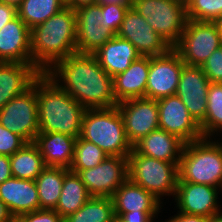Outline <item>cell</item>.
<instances>
[{"mask_svg": "<svg viewBox=\"0 0 222 222\" xmlns=\"http://www.w3.org/2000/svg\"><path fill=\"white\" fill-rule=\"evenodd\" d=\"M85 109L117 106L113 78L99 65L94 54L75 52L56 61L46 72Z\"/></svg>", "mask_w": 222, "mask_h": 222, "instance_id": "1", "label": "cell"}, {"mask_svg": "<svg viewBox=\"0 0 222 222\" xmlns=\"http://www.w3.org/2000/svg\"><path fill=\"white\" fill-rule=\"evenodd\" d=\"M32 64L46 72L56 61L76 51V12L64 7L58 13L31 29Z\"/></svg>", "mask_w": 222, "mask_h": 222, "instance_id": "2", "label": "cell"}, {"mask_svg": "<svg viewBox=\"0 0 222 222\" xmlns=\"http://www.w3.org/2000/svg\"><path fill=\"white\" fill-rule=\"evenodd\" d=\"M39 132L78 138L85 108L45 73L36 78Z\"/></svg>", "mask_w": 222, "mask_h": 222, "instance_id": "3", "label": "cell"}, {"mask_svg": "<svg viewBox=\"0 0 222 222\" xmlns=\"http://www.w3.org/2000/svg\"><path fill=\"white\" fill-rule=\"evenodd\" d=\"M80 137L97 145L108 156L128 157L133 150L117 106L86 109L82 118Z\"/></svg>", "mask_w": 222, "mask_h": 222, "instance_id": "4", "label": "cell"}, {"mask_svg": "<svg viewBox=\"0 0 222 222\" xmlns=\"http://www.w3.org/2000/svg\"><path fill=\"white\" fill-rule=\"evenodd\" d=\"M178 182L222 189V147L214 138L185 143L178 166Z\"/></svg>", "mask_w": 222, "mask_h": 222, "instance_id": "5", "label": "cell"}, {"mask_svg": "<svg viewBox=\"0 0 222 222\" xmlns=\"http://www.w3.org/2000/svg\"><path fill=\"white\" fill-rule=\"evenodd\" d=\"M128 178L166 205L176 193L178 165L141 155L133 149L128 155Z\"/></svg>", "mask_w": 222, "mask_h": 222, "instance_id": "6", "label": "cell"}, {"mask_svg": "<svg viewBox=\"0 0 222 222\" xmlns=\"http://www.w3.org/2000/svg\"><path fill=\"white\" fill-rule=\"evenodd\" d=\"M134 10L173 48L180 40L187 22V9L171 0H135Z\"/></svg>", "mask_w": 222, "mask_h": 222, "instance_id": "7", "label": "cell"}, {"mask_svg": "<svg viewBox=\"0 0 222 222\" xmlns=\"http://www.w3.org/2000/svg\"><path fill=\"white\" fill-rule=\"evenodd\" d=\"M222 45L217 22L187 20L179 42L173 47L188 66L201 67Z\"/></svg>", "mask_w": 222, "mask_h": 222, "instance_id": "8", "label": "cell"}, {"mask_svg": "<svg viewBox=\"0 0 222 222\" xmlns=\"http://www.w3.org/2000/svg\"><path fill=\"white\" fill-rule=\"evenodd\" d=\"M0 124L26 142H34L39 133L36 79L28 90L13 97L0 109Z\"/></svg>", "mask_w": 222, "mask_h": 222, "instance_id": "9", "label": "cell"}, {"mask_svg": "<svg viewBox=\"0 0 222 222\" xmlns=\"http://www.w3.org/2000/svg\"><path fill=\"white\" fill-rule=\"evenodd\" d=\"M77 173L91 197H112L128 179V157L108 156L96 167Z\"/></svg>", "mask_w": 222, "mask_h": 222, "instance_id": "10", "label": "cell"}, {"mask_svg": "<svg viewBox=\"0 0 222 222\" xmlns=\"http://www.w3.org/2000/svg\"><path fill=\"white\" fill-rule=\"evenodd\" d=\"M184 65L174 48L163 55L150 57L145 98L159 100L175 95Z\"/></svg>", "mask_w": 222, "mask_h": 222, "instance_id": "11", "label": "cell"}, {"mask_svg": "<svg viewBox=\"0 0 222 222\" xmlns=\"http://www.w3.org/2000/svg\"><path fill=\"white\" fill-rule=\"evenodd\" d=\"M221 197L219 188L204 184L178 182L174 201L170 202L169 205L171 206L173 203L176 211L185 214L210 218L222 211Z\"/></svg>", "mask_w": 222, "mask_h": 222, "instance_id": "12", "label": "cell"}, {"mask_svg": "<svg viewBox=\"0 0 222 222\" xmlns=\"http://www.w3.org/2000/svg\"><path fill=\"white\" fill-rule=\"evenodd\" d=\"M116 35L134 45L141 56L163 55L172 48L132 6Z\"/></svg>", "mask_w": 222, "mask_h": 222, "instance_id": "13", "label": "cell"}, {"mask_svg": "<svg viewBox=\"0 0 222 222\" xmlns=\"http://www.w3.org/2000/svg\"><path fill=\"white\" fill-rule=\"evenodd\" d=\"M123 117L126 136L132 146L142 137L159 128L157 100L128 99L117 104Z\"/></svg>", "mask_w": 222, "mask_h": 222, "instance_id": "14", "label": "cell"}, {"mask_svg": "<svg viewBox=\"0 0 222 222\" xmlns=\"http://www.w3.org/2000/svg\"><path fill=\"white\" fill-rule=\"evenodd\" d=\"M159 128L177 136L185 143L200 140L203 134L200 125L190 115L177 95L157 100Z\"/></svg>", "mask_w": 222, "mask_h": 222, "instance_id": "15", "label": "cell"}, {"mask_svg": "<svg viewBox=\"0 0 222 222\" xmlns=\"http://www.w3.org/2000/svg\"><path fill=\"white\" fill-rule=\"evenodd\" d=\"M209 84L210 81L201 67L183 66L175 95L181 99L199 125L206 116Z\"/></svg>", "mask_w": 222, "mask_h": 222, "instance_id": "16", "label": "cell"}, {"mask_svg": "<svg viewBox=\"0 0 222 222\" xmlns=\"http://www.w3.org/2000/svg\"><path fill=\"white\" fill-rule=\"evenodd\" d=\"M76 12V51L93 54L115 34L101 24V5L91 4Z\"/></svg>", "mask_w": 222, "mask_h": 222, "instance_id": "17", "label": "cell"}, {"mask_svg": "<svg viewBox=\"0 0 222 222\" xmlns=\"http://www.w3.org/2000/svg\"><path fill=\"white\" fill-rule=\"evenodd\" d=\"M31 29L18 17L0 29V62L32 63Z\"/></svg>", "mask_w": 222, "mask_h": 222, "instance_id": "18", "label": "cell"}, {"mask_svg": "<svg viewBox=\"0 0 222 222\" xmlns=\"http://www.w3.org/2000/svg\"><path fill=\"white\" fill-rule=\"evenodd\" d=\"M40 74L32 63L0 62V109L28 90Z\"/></svg>", "mask_w": 222, "mask_h": 222, "instance_id": "19", "label": "cell"}, {"mask_svg": "<svg viewBox=\"0 0 222 222\" xmlns=\"http://www.w3.org/2000/svg\"><path fill=\"white\" fill-rule=\"evenodd\" d=\"M184 146L185 142L177 136L157 128L137 141L133 149L141 155L172 162L179 166Z\"/></svg>", "mask_w": 222, "mask_h": 222, "instance_id": "20", "label": "cell"}, {"mask_svg": "<svg viewBox=\"0 0 222 222\" xmlns=\"http://www.w3.org/2000/svg\"><path fill=\"white\" fill-rule=\"evenodd\" d=\"M0 199L12 215H22L40 209L35 180L9 178L0 184Z\"/></svg>", "mask_w": 222, "mask_h": 222, "instance_id": "21", "label": "cell"}, {"mask_svg": "<svg viewBox=\"0 0 222 222\" xmlns=\"http://www.w3.org/2000/svg\"><path fill=\"white\" fill-rule=\"evenodd\" d=\"M150 56H140L124 72L113 77L116 102L145 97Z\"/></svg>", "mask_w": 222, "mask_h": 222, "instance_id": "22", "label": "cell"}, {"mask_svg": "<svg viewBox=\"0 0 222 222\" xmlns=\"http://www.w3.org/2000/svg\"><path fill=\"white\" fill-rule=\"evenodd\" d=\"M76 138L55 132H39L34 143L43 157L45 166L70 169Z\"/></svg>", "mask_w": 222, "mask_h": 222, "instance_id": "23", "label": "cell"}, {"mask_svg": "<svg viewBox=\"0 0 222 222\" xmlns=\"http://www.w3.org/2000/svg\"><path fill=\"white\" fill-rule=\"evenodd\" d=\"M99 65L113 78L130 67L141 55L128 40L115 35L93 53Z\"/></svg>", "mask_w": 222, "mask_h": 222, "instance_id": "24", "label": "cell"}, {"mask_svg": "<svg viewBox=\"0 0 222 222\" xmlns=\"http://www.w3.org/2000/svg\"><path fill=\"white\" fill-rule=\"evenodd\" d=\"M114 212L164 211V204L129 178L112 196Z\"/></svg>", "mask_w": 222, "mask_h": 222, "instance_id": "25", "label": "cell"}, {"mask_svg": "<svg viewBox=\"0 0 222 222\" xmlns=\"http://www.w3.org/2000/svg\"><path fill=\"white\" fill-rule=\"evenodd\" d=\"M90 198L80 176L69 170L64 175L60 198L54 210L64 219L79 210Z\"/></svg>", "mask_w": 222, "mask_h": 222, "instance_id": "26", "label": "cell"}, {"mask_svg": "<svg viewBox=\"0 0 222 222\" xmlns=\"http://www.w3.org/2000/svg\"><path fill=\"white\" fill-rule=\"evenodd\" d=\"M10 167L12 177L35 180L46 166L36 144L27 142L10 156Z\"/></svg>", "mask_w": 222, "mask_h": 222, "instance_id": "27", "label": "cell"}, {"mask_svg": "<svg viewBox=\"0 0 222 222\" xmlns=\"http://www.w3.org/2000/svg\"><path fill=\"white\" fill-rule=\"evenodd\" d=\"M69 169L46 166L35 179L40 209H55L62 190L64 175Z\"/></svg>", "mask_w": 222, "mask_h": 222, "instance_id": "28", "label": "cell"}, {"mask_svg": "<svg viewBox=\"0 0 222 222\" xmlns=\"http://www.w3.org/2000/svg\"><path fill=\"white\" fill-rule=\"evenodd\" d=\"M64 7H66L65 0H23L17 8V16L32 29Z\"/></svg>", "mask_w": 222, "mask_h": 222, "instance_id": "29", "label": "cell"}, {"mask_svg": "<svg viewBox=\"0 0 222 222\" xmlns=\"http://www.w3.org/2000/svg\"><path fill=\"white\" fill-rule=\"evenodd\" d=\"M115 217L112 197H91L79 210L63 222H113Z\"/></svg>", "mask_w": 222, "mask_h": 222, "instance_id": "30", "label": "cell"}, {"mask_svg": "<svg viewBox=\"0 0 222 222\" xmlns=\"http://www.w3.org/2000/svg\"><path fill=\"white\" fill-rule=\"evenodd\" d=\"M204 138H214L222 131V83H210L207 95V111L200 124Z\"/></svg>", "mask_w": 222, "mask_h": 222, "instance_id": "31", "label": "cell"}, {"mask_svg": "<svg viewBox=\"0 0 222 222\" xmlns=\"http://www.w3.org/2000/svg\"><path fill=\"white\" fill-rule=\"evenodd\" d=\"M108 157L97 145L82 139L76 138L74 157L69 170H85L96 167Z\"/></svg>", "mask_w": 222, "mask_h": 222, "instance_id": "32", "label": "cell"}, {"mask_svg": "<svg viewBox=\"0 0 222 222\" xmlns=\"http://www.w3.org/2000/svg\"><path fill=\"white\" fill-rule=\"evenodd\" d=\"M187 19L202 22H217L222 16V0H191Z\"/></svg>", "mask_w": 222, "mask_h": 222, "instance_id": "33", "label": "cell"}, {"mask_svg": "<svg viewBox=\"0 0 222 222\" xmlns=\"http://www.w3.org/2000/svg\"><path fill=\"white\" fill-rule=\"evenodd\" d=\"M130 6L116 4L101 5V24L116 35Z\"/></svg>", "mask_w": 222, "mask_h": 222, "instance_id": "34", "label": "cell"}, {"mask_svg": "<svg viewBox=\"0 0 222 222\" xmlns=\"http://www.w3.org/2000/svg\"><path fill=\"white\" fill-rule=\"evenodd\" d=\"M210 83H222V45L201 66Z\"/></svg>", "mask_w": 222, "mask_h": 222, "instance_id": "35", "label": "cell"}, {"mask_svg": "<svg viewBox=\"0 0 222 222\" xmlns=\"http://www.w3.org/2000/svg\"><path fill=\"white\" fill-rule=\"evenodd\" d=\"M25 143L27 142L21 136L0 124V154L11 156Z\"/></svg>", "mask_w": 222, "mask_h": 222, "instance_id": "36", "label": "cell"}, {"mask_svg": "<svg viewBox=\"0 0 222 222\" xmlns=\"http://www.w3.org/2000/svg\"><path fill=\"white\" fill-rule=\"evenodd\" d=\"M162 213V211L114 212L113 222H159V217H163Z\"/></svg>", "mask_w": 222, "mask_h": 222, "instance_id": "37", "label": "cell"}, {"mask_svg": "<svg viewBox=\"0 0 222 222\" xmlns=\"http://www.w3.org/2000/svg\"><path fill=\"white\" fill-rule=\"evenodd\" d=\"M20 216L26 222H63V218L54 209H38Z\"/></svg>", "mask_w": 222, "mask_h": 222, "instance_id": "38", "label": "cell"}, {"mask_svg": "<svg viewBox=\"0 0 222 222\" xmlns=\"http://www.w3.org/2000/svg\"><path fill=\"white\" fill-rule=\"evenodd\" d=\"M173 213L174 215L171 216V213H170L169 215L170 217L168 216V219H164L165 221H163L162 219L160 222H208V219H209L201 215L185 214L179 211L176 212V209L175 211L173 209L172 214Z\"/></svg>", "mask_w": 222, "mask_h": 222, "instance_id": "39", "label": "cell"}, {"mask_svg": "<svg viewBox=\"0 0 222 222\" xmlns=\"http://www.w3.org/2000/svg\"><path fill=\"white\" fill-rule=\"evenodd\" d=\"M17 16V9L0 2V29Z\"/></svg>", "mask_w": 222, "mask_h": 222, "instance_id": "40", "label": "cell"}, {"mask_svg": "<svg viewBox=\"0 0 222 222\" xmlns=\"http://www.w3.org/2000/svg\"><path fill=\"white\" fill-rule=\"evenodd\" d=\"M11 177L10 156L0 154V184Z\"/></svg>", "mask_w": 222, "mask_h": 222, "instance_id": "41", "label": "cell"}, {"mask_svg": "<svg viewBox=\"0 0 222 222\" xmlns=\"http://www.w3.org/2000/svg\"><path fill=\"white\" fill-rule=\"evenodd\" d=\"M65 1H66V6L70 7L74 11L84 6L96 4L97 2V0H65Z\"/></svg>", "mask_w": 222, "mask_h": 222, "instance_id": "42", "label": "cell"}, {"mask_svg": "<svg viewBox=\"0 0 222 222\" xmlns=\"http://www.w3.org/2000/svg\"><path fill=\"white\" fill-rule=\"evenodd\" d=\"M12 216L7 205L0 199V222H8Z\"/></svg>", "mask_w": 222, "mask_h": 222, "instance_id": "43", "label": "cell"}, {"mask_svg": "<svg viewBox=\"0 0 222 222\" xmlns=\"http://www.w3.org/2000/svg\"><path fill=\"white\" fill-rule=\"evenodd\" d=\"M96 3L99 5H108V4L131 5V2L129 0H97Z\"/></svg>", "mask_w": 222, "mask_h": 222, "instance_id": "44", "label": "cell"}, {"mask_svg": "<svg viewBox=\"0 0 222 222\" xmlns=\"http://www.w3.org/2000/svg\"><path fill=\"white\" fill-rule=\"evenodd\" d=\"M0 2L11 5L17 9L21 5L23 0H0Z\"/></svg>", "mask_w": 222, "mask_h": 222, "instance_id": "45", "label": "cell"}, {"mask_svg": "<svg viewBox=\"0 0 222 222\" xmlns=\"http://www.w3.org/2000/svg\"><path fill=\"white\" fill-rule=\"evenodd\" d=\"M208 222H222V211L211 216L209 219H208Z\"/></svg>", "mask_w": 222, "mask_h": 222, "instance_id": "46", "label": "cell"}, {"mask_svg": "<svg viewBox=\"0 0 222 222\" xmlns=\"http://www.w3.org/2000/svg\"><path fill=\"white\" fill-rule=\"evenodd\" d=\"M8 222H26L20 215H13Z\"/></svg>", "mask_w": 222, "mask_h": 222, "instance_id": "47", "label": "cell"}, {"mask_svg": "<svg viewBox=\"0 0 222 222\" xmlns=\"http://www.w3.org/2000/svg\"><path fill=\"white\" fill-rule=\"evenodd\" d=\"M171 1H175V2L180 3V4L184 5L185 7H187L191 0H171Z\"/></svg>", "mask_w": 222, "mask_h": 222, "instance_id": "48", "label": "cell"}, {"mask_svg": "<svg viewBox=\"0 0 222 222\" xmlns=\"http://www.w3.org/2000/svg\"><path fill=\"white\" fill-rule=\"evenodd\" d=\"M214 139L221 145L222 147V131L214 137Z\"/></svg>", "mask_w": 222, "mask_h": 222, "instance_id": "49", "label": "cell"}, {"mask_svg": "<svg viewBox=\"0 0 222 222\" xmlns=\"http://www.w3.org/2000/svg\"><path fill=\"white\" fill-rule=\"evenodd\" d=\"M217 24L219 25L220 32H221V34H222V16H221L220 19L217 21Z\"/></svg>", "mask_w": 222, "mask_h": 222, "instance_id": "50", "label": "cell"}]
</instances>
